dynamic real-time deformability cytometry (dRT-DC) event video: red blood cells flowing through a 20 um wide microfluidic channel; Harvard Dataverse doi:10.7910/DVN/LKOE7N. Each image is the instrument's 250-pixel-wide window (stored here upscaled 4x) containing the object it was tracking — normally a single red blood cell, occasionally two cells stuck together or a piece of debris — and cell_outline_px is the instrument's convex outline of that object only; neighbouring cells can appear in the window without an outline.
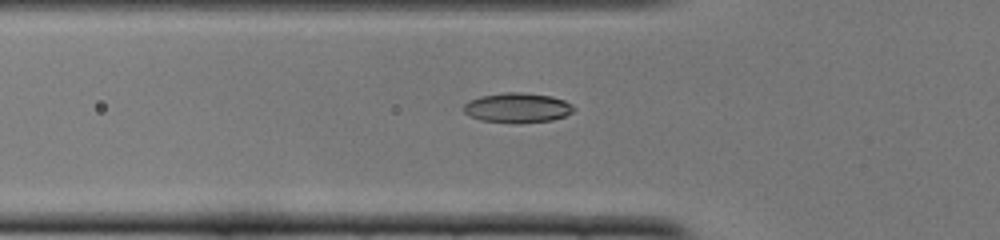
{"species": "common noctule bat (a hibernating species)", "species_latin": "Nyctalus noctula", "temperature_condition": "cold", "stored_images_in_passage": 38, "camera_frame_rate_fps": 3000, "um_per_image_px": 0.085, "animal": {"sex": "female", "body_mass_g": 22.0, "forearm_length_mm": 56.7}, "frame": {"image": 1, "passage_image": 3, "time_ms": 0.667, "image_size_px": [1000, 240], "cell_outline_px": [[576, 108], [572, 112], [564, 116], [552, 120], [520, 124], [480, 120], [464, 112], [464, 104], [468, 100], [480, 96], [504, 92], [524, 92], [552, 96], [564, 100], [572, 104]], "centroid_in_image_um": [43.99, 9.16], "position_along_channel_um": 81.8, "area_um2": 19.36}}
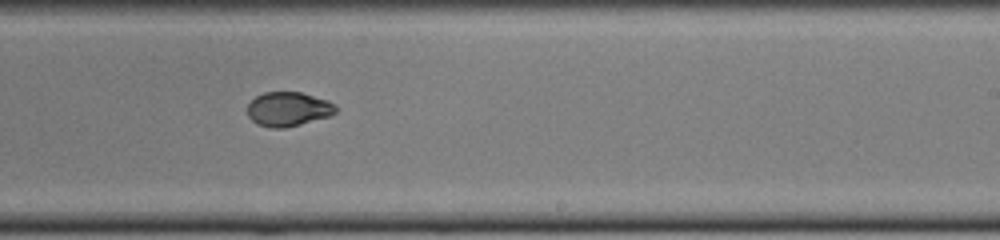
{"frame": {"image": 2, "passage_image": 17, "time_ms": 5.333, "image_size_px": [1000, 240], "cell_outline_px": [[340, 108], [336, 112], [328, 116], [300, 124], [284, 128], [268, 128], [256, 124], [248, 116], [248, 104], [256, 96], [264, 92], [300, 92], [328, 100], [336, 104]], "centroid_in_image_um": [24.51, 9.27], "position_along_channel_um": 264.5, "area_um2": 17.74}}
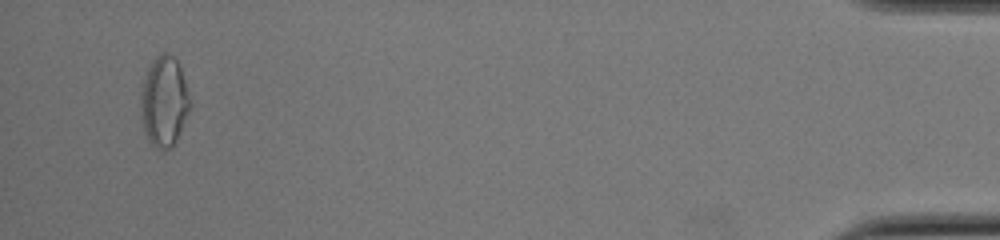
{"frame": {"image": 3, "passage_image": 35, "time_ms": 11.333, "image_size_px": [1000, 240], "cell_outline_px": [[192, 104], [176, 144], [172, 148], [164, 152], [160, 152], [148, 140], [140, 116], [140, 84], [152, 60], [156, 56], [164, 52], [168, 52], [180, 64], [192, 100]], "centroid_in_image_um": [13.96, 8.65], "position_along_channel_um": 421.2, "area_um2": 26.99}}